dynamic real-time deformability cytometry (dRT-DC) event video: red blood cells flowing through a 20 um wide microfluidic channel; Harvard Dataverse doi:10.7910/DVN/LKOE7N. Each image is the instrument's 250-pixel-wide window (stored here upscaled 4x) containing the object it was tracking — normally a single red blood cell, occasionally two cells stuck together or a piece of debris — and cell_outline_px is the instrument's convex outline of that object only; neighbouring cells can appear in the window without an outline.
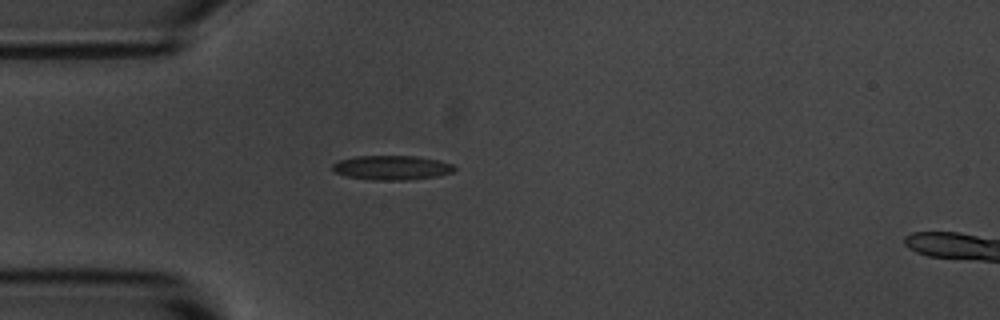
{"species": "common noctule bat (a hibernating species)", "species_latin": "Nyctalus noctula", "temperature_condition": "room temperature", "stored_images_in_passage": 54, "camera_frame_rate_fps": 3000, "um_per_image_px": 0.085, "animal": {"sex": "male", "body_mass_g": 20.1, "forearm_length_mm": 53.5}, "frame": {"image": 1, "passage_image": 14, "time_ms": 4.333, "image_size_px": [1000, 320], "cell_outline_px": [[456, 168], [452, 172], [440, 176], [408, 180], [372, 180], [348, 176], [336, 172], [332, 168], [332, 164], [340, 160], [356, 156], [416, 156], [440, 160], [452, 164]], "centroid_in_image_um": [33.34, 14.25], "position_along_channel_um": 51.7, "area_um2": 17.34}}
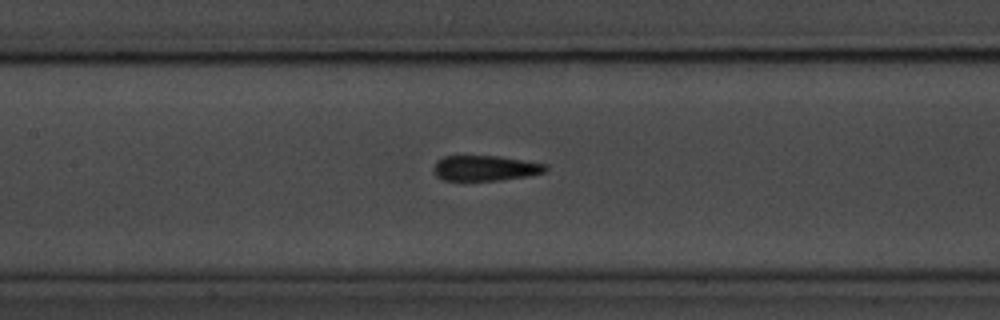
{"frame": {"image": 2, "passage_image": 24, "time_ms": 7.667, "image_size_px": [1000, 320], "cell_outline_px": [[548, 168], [544, 172], [528, 176], [500, 180], [444, 180], [436, 176], [432, 172], [432, 168], [436, 160], [444, 156], [500, 156], [548, 164]], "centroid_in_image_um": [41.22, 14.28], "position_along_channel_um": 166.2, "area_um2": 16.7}}
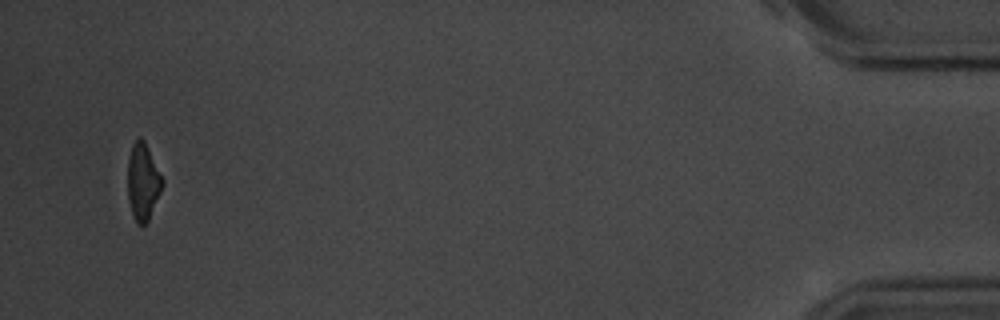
{"frame": {"image": 3, "passage_image": 52, "time_ms": 17.0, "image_size_px": [1000, 320], "cell_outline_px": [[164, 184], [148, 220], [144, 228], [140, 228], [136, 224], [128, 200], [128, 160], [132, 144], [136, 136], [140, 136], [144, 140], [164, 180]], "centroid_in_image_um": [12.14, 15.46], "position_along_channel_um": 423.1, "area_um2": 15.72}, "authors_computed_cell_mechanics": {"area_um2": 16.8776, "velocity_mm_per_s": 3.6529, "shape_relaxation_time_tau1_ms": 4.4594, "shape_relaxation_time_tau2_ms": 2.7314, "deformation_change_tau1": 0.1805, "deformation_change_tau2": 0.0818}}